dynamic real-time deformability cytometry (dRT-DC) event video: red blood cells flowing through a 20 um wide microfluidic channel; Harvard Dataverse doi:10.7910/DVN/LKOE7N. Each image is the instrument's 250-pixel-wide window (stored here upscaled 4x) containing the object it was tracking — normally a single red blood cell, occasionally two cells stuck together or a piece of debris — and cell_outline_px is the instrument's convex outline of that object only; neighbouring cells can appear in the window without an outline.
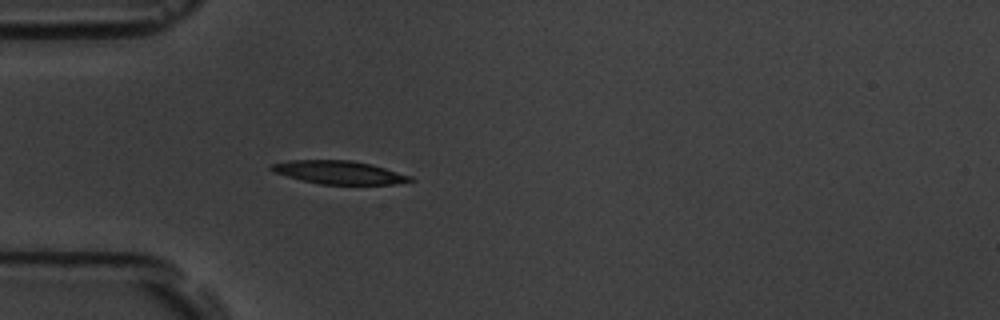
{"species": "common noctule bat (a hibernating species)", "species_latin": "Nyctalus noctula", "temperature_condition": "room temperature", "stored_images_in_passage": 2, "camera_frame_rate_fps": 3000, "um_per_image_px": 0.085, "animal": {"sex": "male", "body_mass_g": 19.5, "forearm_length_mm": 54.6}, "frame": {"image": 1, "passage_image": 2, "time_ms": 1.0, "image_size_px": [1000, 320], "cell_outline_px": [[416, 180], [392, 184], [320, 184], [300, 180], [276, 172], [268, 168], [268, 164], [288, 160], [352, 160], [372, 164], [412, 176]], "centroid_in_image_um": [28.8, 14.64], "position_along_channel_um": 56.2, "area_um2": 18.84}}